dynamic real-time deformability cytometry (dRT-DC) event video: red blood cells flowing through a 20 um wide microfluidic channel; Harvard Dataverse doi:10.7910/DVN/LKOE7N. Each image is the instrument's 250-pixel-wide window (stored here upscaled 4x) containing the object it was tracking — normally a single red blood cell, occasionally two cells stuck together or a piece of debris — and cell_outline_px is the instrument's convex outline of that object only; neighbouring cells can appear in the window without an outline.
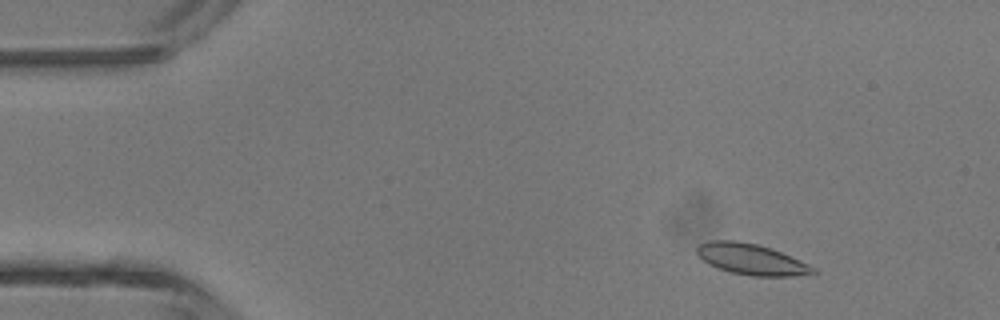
{"species": "common noctule bat (a hibernating species)", "species_latin": "Nyctalus noctula", "temperature_condition": "room temperature", "stored_images_in_passage": 45, "camera_frame_rate_fps": 3000, "um_per_image_px": 0.085, "animal": {"sex": "male", "body_mass_g": 13.3}, "frame": {"image": 1, "passage_image": 5, "time_ms": 1.333, "image_size_px": [1000, 320], "cell_outline_px": [[816, 272], [792, 276], [752, 276], [732, 272], [716, 268], [708, 264], [696, 252], [696, 248], [700, 244], [712, 240], [736, 240], [756, 244], [772, 248], [808, 264], [816, 268]], "centroid_in_image_um": [63.84, 22.03], "position_along_channel_um": 21.2, "area_um2": 20.75}}
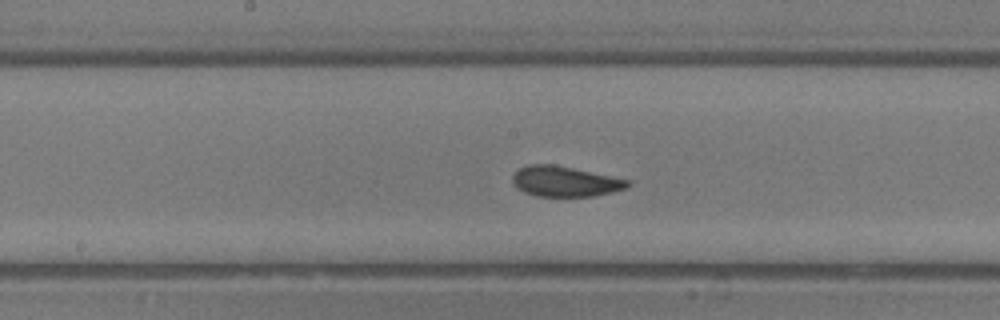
{"frame": {"image": 2, "passage_image": 23, "time_ms": 7.333, "image_size_px": [1000, 320], "cell_outline_px": [[632, 184], [628, 188], [612, 192], [592, 196], [536, 196], [524, 192], [516, 188], [512, 180], [512, 176], [520, 168], [528, 164], [556, 164], [632, 180]], "centroid_in_image_um": [48.07, 15.41], "position_along_channel_um": 200.1, "area_um2": 20.63}}
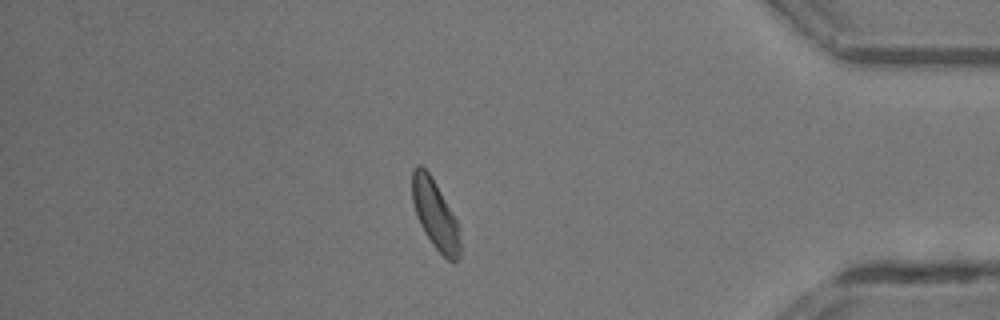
{"frame": {"image": 3, "passage_image": 39, "time_ms": 12.667, "image_size_px": [1000, 320], "cell_outline_px": [[460, 256], [456, 260], [448, 260], [432, 244], [424, 232], [416, 216], [412, 200], [412, 168], [416, 164], [420, 164], [432, 176], [456, 220], [460, 244]], "centroid_in_image_um": [36.95, 18.19], "position_along_channel_um": 398.3, "area_um2": 19.02}, "authors_computed_cell_mechanics": {"area_um2": 20.23, "velocity_mm_per_s": 4.4256, "shape_relaxation_time_tau1_ms": 3.7972, "shape_relaxation_time_tau2_ms": 1.6205, "deformation_change_tau1": 0.1092, "deformation_change_tau2": 0.0584}}